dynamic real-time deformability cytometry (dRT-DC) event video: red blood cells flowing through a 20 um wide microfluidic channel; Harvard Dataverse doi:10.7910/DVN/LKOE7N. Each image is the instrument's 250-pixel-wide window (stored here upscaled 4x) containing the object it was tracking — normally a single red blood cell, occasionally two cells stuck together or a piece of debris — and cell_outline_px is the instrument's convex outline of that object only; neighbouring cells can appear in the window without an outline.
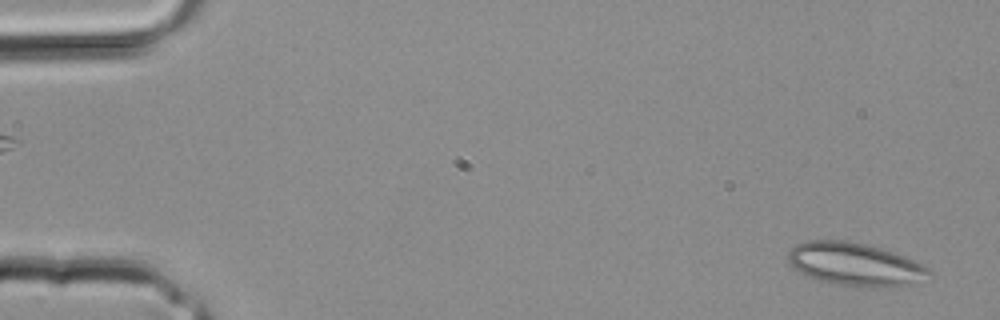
{"species": "common noctule bat (a hibernating species)", "species_latin": "Nyctalus noctula", "temperature_condition": "room temperature", "stored_images_in_passage": 34, "segment_of_instrument_passage": [1, 2], "camera_frame_rate_fps": 3000, "um_per_image_px": 0.085, "animal": {"sex": "male", "body_mass_g": 20.4}, "frame": {"image": 1, "passage_image": 1, "time_ms": 0.0, "image_size_px": [1000, 320], "cell_outline_px": [[932, 272], [916, 284], [872, 288], [836, 284], [820, 280], [800, 272], [788, 260], [788, 252], [796, 244], [808, 240], [844, 240], [864, 244], [880, 248], [904, 256], [928, 268]], "centroid_in_image_um": [72.68, 22.47], "position_along_channel_um": 12.3, "area_um2": 34.91}}
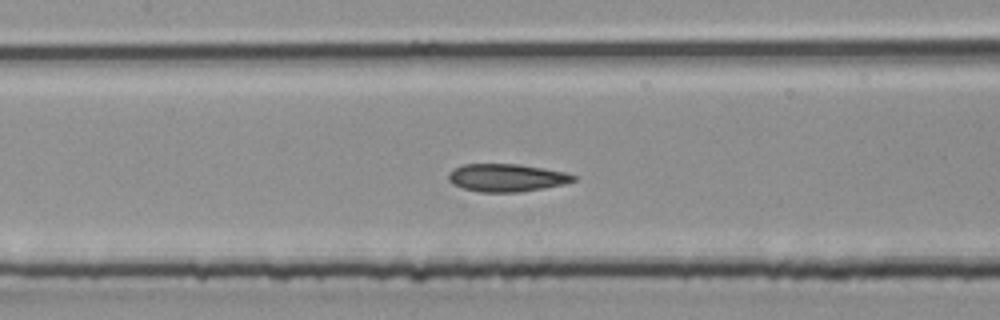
{"frame": {"image": 2, "passage_image": 15, "time_ms": 4.667, "image_size_px": [1000, 320], "cell_outline_px": [[576, 180], [564, 184], [544, 188], [516, 192], [480, 192], [464, 188], [452, 184], [448, 180], [448, 172], [464, 164], [520, 164], [564, 172], [576, 176]], "centroid_in_image_um": [43.05, 15.1], "position_along_channel_um": 164.4, "area_um2": 20.11}}
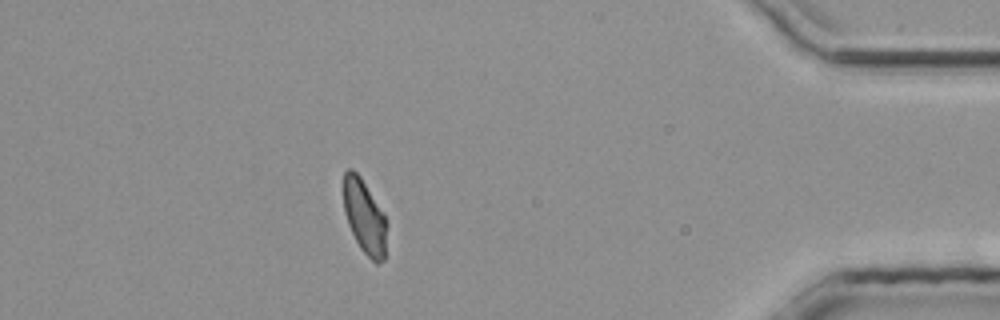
{"frame": {"image": 3, "passage_image": 29, "time_ms": 9.333, "image_size_px": [1000, 320], "cell_outline_px": [[388, 224], [384, 260], [380, 264], [376, 264], [360, 248], [348, 224], [344, 212], [344, 172], [348, 168], [352, 168], [360, 176], [384, 216]], "centroid_in_image_um": [30.99, 18.46], "position_along_channel_um": 404.2, "area_um2": 18.5}}